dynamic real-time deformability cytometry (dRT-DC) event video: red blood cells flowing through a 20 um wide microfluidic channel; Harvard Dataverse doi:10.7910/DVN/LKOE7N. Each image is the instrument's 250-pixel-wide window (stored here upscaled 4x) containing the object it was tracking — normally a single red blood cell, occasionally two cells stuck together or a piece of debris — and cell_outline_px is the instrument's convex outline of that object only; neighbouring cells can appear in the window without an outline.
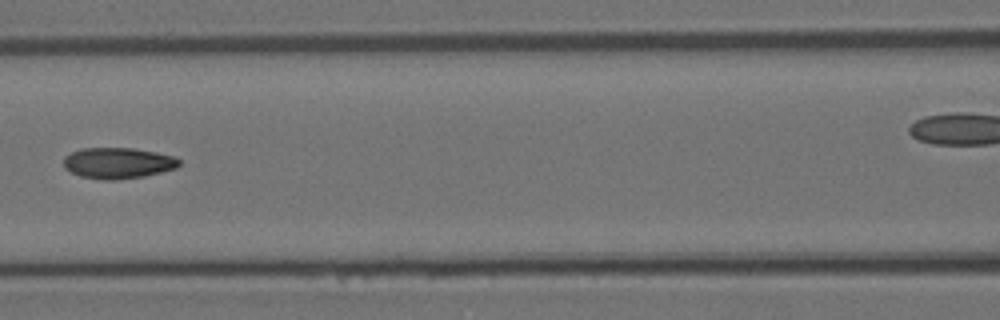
{"species": "Egyptian fruit bat (a non-hibernating species)", "species_latin": "Rousettus aegyptiacus", "temperature_condition": "room temperature", "stored_images_in_passage": 6, "segment_of_instrument_passage": [1, 2], "camera_frame_rate_fps": 3000, "um_per_image_px": 0.085, "animal": {"sex": "female"}, "frame": {"image": 1, "passage_image": 4, "time_ms": 1.0, "image_size_px": [1000, 320], "cell_outline_px": [[180, 164], [176, 168], [144, 176], [116, 180], [104, 180], [80, 176], [64, 168], [64, 156], [80, 148], [132, 148], [156, 152], [176, 156], [180, 160]], "centroid_in_image_um": [10.03, 13.85], "position_along_channel_um": 156.6, "area_um2": 20.92}}
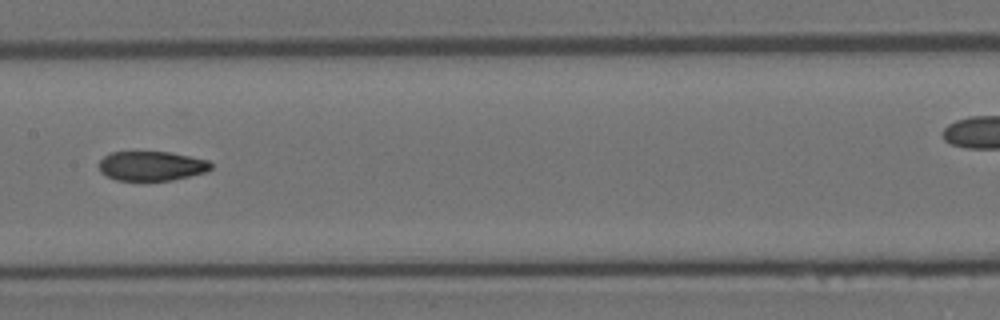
{"frame": {"image": 2, "passage_image": 5, "time_ms": 1.333, "image_size_px": [1000, 320], "cell_outline_px": [[212, 168], [208, 172], [172, 180], [116, 180], [100, 172], [100, 160], [104, 156], [112, 152], [168, 152], [208, 160], [212, 164]], "centroid_in_image_um": [12.91, 14.11], "position_along_channel_um": 194.5, "area_um2": 19.13}}